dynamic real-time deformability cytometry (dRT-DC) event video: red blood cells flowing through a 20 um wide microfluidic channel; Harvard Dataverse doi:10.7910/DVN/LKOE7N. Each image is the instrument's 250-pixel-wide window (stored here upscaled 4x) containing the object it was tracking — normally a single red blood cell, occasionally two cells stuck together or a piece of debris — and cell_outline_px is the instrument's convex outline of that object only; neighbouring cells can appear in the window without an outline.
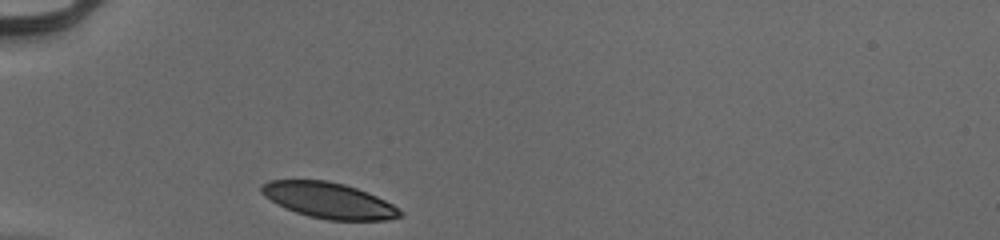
{"species": "human", "species_latin": "Homo sapiens", "temperature_condition": "cold", "stored_images_in_passage": 28, "camera_frame_rate_fps": 3000, "um_per_image_px": 0.085, "donor": {"sex": "male"}, "frame": {"image": 1, "passage_image": 1, "time_ms": 0.0, "image_size_px": [1000, 240], "cell_outline_px": [[404, 216], [388, 220], [328, 220], [308, 216], [284, 208], [264, 196], [260, 192], [260, 184], [268, 180], [328, 180], [344, 184], [368, 192], [392, 204], [404, 212]], "centroid_in_image_um": [27.94, 17.03], "position_along_channel_um": 57.1, "area_um2": 29.07}}
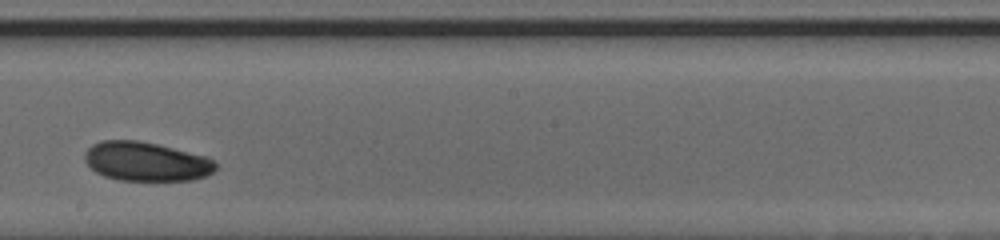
{"frame": {"image": 2, "passage_image": 16, "time_ms": 5.0, "image_size_px": [1000, 240], "cell_outline_px": [[216, 168], [208, 176], [192, 180], [120, 180], [104, 176], [96, 172], [84, 160], [84, 152], [92, 144], [104, 140], [136, 140], [156, 144], [208, 156], [216, 164]], "centroid_in_image_um": [12.43, 13.73], "position_along_channel_um": 235.8, "area_um2": 29.82}}
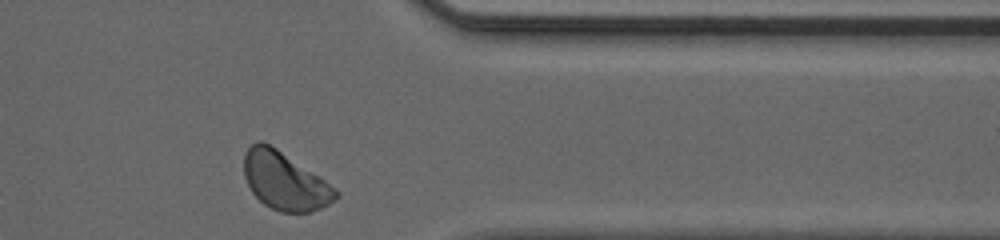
{"frame": {"image": 3, "passage_image": 28, "time_ms": 9.0, "image_size_px": [1000, 240], "cell_outline_px": [[340, 196], [336, 200], [320, 208], [308, 212], [280, 212], [264, 204], [252, 192], [244, 176], [244, 152], [256, 140], [260, 140], [276, 148], [320, 176], [340, 192]], "centroid_in_image_um": [24.21, 15.38], "position_along_channel_um": 387.2, "area_um2": 30.81}, "authors_computed_cell_mechanics": {"area_um2": 29.8248, "velocity_mm_per_s": 3.9267, "shape_relaxation_time_tau1_ms": 3.3282, "shape_relaxation_time_tau2_ms": 8.2401, "deformation_change_tau1": 0.0741, "deformation_change_tau2": 0.0833}}